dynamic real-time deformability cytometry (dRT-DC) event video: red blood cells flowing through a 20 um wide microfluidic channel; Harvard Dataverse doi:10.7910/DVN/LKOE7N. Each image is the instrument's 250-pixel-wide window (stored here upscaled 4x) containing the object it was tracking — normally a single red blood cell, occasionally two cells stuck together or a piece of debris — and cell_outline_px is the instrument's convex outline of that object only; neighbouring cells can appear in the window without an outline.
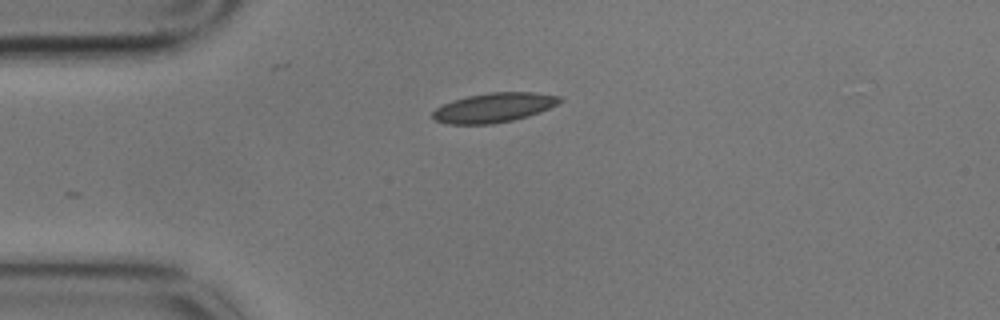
{"species": "common noctule bat (a hibernating species)", "species_latin": "Nyctalus noctula", "temperature_condition": "cold", "stored_images_in_passage": 2, "camera_frame_rate_fps": 3000, "um_per_image_px": 0.085, "animal": {"sex": "male", "body_mass_g": 17.9}, "frame": {"image": 1, "passage_image": 1, "time_ms": 0.0, "image_size_px": [1000, 320], "cell_outline_px": [[564, 100], [540, 112], [528, 116], [512, 120], [492, 124], [448, 124], [436, 120], [432, 116], [432, 112], [436, 108], [452, 100], [468, 96], [488, 92], [536, 92], [560, 96]], "centroid_in_image_um": [41.99, 9.14], "position_along_channel_um": 43.0, "area_um2": 21.79}}